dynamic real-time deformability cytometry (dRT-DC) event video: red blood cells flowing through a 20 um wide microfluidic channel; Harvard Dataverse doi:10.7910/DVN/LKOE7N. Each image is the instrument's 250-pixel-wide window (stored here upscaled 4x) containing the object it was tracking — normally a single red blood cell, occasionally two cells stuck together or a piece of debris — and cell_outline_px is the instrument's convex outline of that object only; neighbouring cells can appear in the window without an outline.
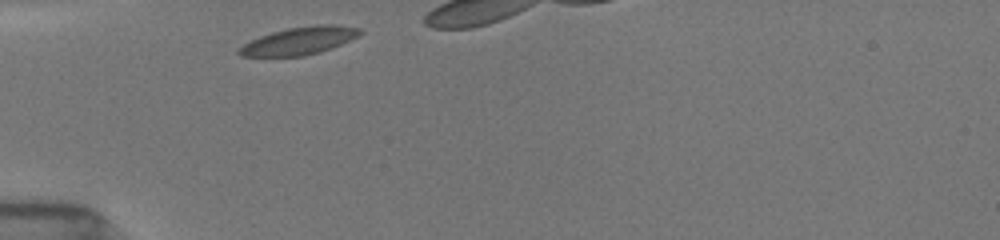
{"species": "common noctule bat (a hibernating species)", "species_latin": "Nyctalus noctula", "temperature_condition": "room temperature", "stored_images_in_passage": 12, "camera_frame_rate_fps": 3000, "um_per_image_px": 0.085, "animal": {"sex": "female", "body_mass_g": 19.5, "forearm_length_mm": 54.1}, "frame": {"image": 1, "passage_image": 1, "time_ms": 0.0, "image_size_px": [1000, 240], "cell_outline_px": [[364, 32], [332, 48], [320, 52], [304, 56], [240, 56], [236, 52], [244, 44], [260, 36], [272, 32], [288, 28], [316, 24], [332, 24], [360, 28]], "centroid_in_image_um": [25.44, 3.46], "position_along_channel_um": 59.6, "area_um2": 19.31}}
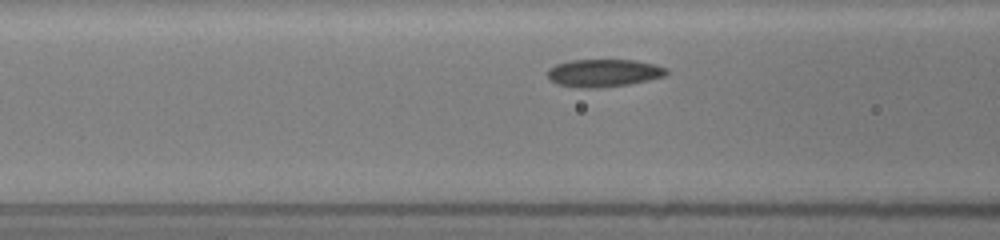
{"frame": {"image": 2, "passage_image": 6, "time_ms": 1.667, "image_size_px": [1000, 240], "cell_outline_px": [[668, 72], [664, 76], [648, 80], [628, 84], [596, 88], [580, 88], [556, 84], [548, 80], [548, 68], [556, 64], [572, 60], [632, 60], [652, 64], [668, 68]], "centroid_in_image_um": [51.27, 6.21], "position_along_channel_um": 115.3, "area_um2": 19.13}}
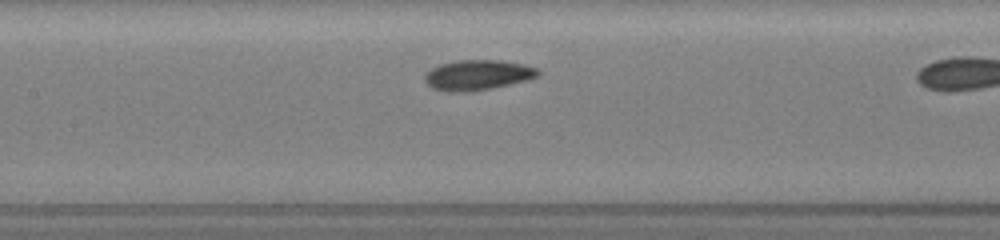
{"frame": {"image": 3, "passage_image": 10, "time_ms": 3.0, "image_size_px": [1000, 240], "cell_outline_px": [[540, 76], [528, 80], [492, 88], [468, 92], [444, 92], [432, 88], [424, 80], [424, 76], [432, 68], [440, 64], [456, 60], [500, 60], [520, 64], [536, 68], [540, 72]], "centroid_in_image_um": [40.58, 6.39], "position_along_channel_um": 166.8, "area_um2": 20.0}}